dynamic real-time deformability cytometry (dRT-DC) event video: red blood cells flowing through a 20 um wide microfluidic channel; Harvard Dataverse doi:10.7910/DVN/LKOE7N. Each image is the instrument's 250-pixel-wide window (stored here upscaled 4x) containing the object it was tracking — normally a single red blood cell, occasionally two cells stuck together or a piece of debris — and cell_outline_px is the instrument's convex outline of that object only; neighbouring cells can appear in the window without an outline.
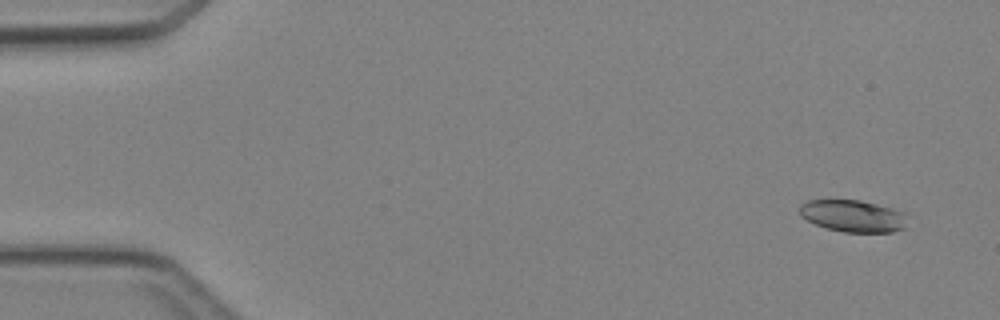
{"species": "Egyptian fruit bat (a non-hibernating species)", "species_latin": "Rousettus aegyptiacus", "temperature_condition": "cold", "stored_images_in_passage": 35, "camera_frame_rate_fps": 3000, "um_per_image_px": 0.085, "animal": {"sex": "female"}, "frame": {"image": 1, "passage_image": 3, "time_ms": 0.667, "image_size_px": [1000, 320], "cell_outline_px": [[908, 228], [892, 232], [844, 232], [828, 228], [816, 224], [800, 216], [800, 204], [808, 200], [860, 200], [892, 208], [904, 212], [908, 216]], "centroid_in_image_um": [72.58, 18.36], "position_along_channel_um": 12.4, "area_um2": 20.29}}
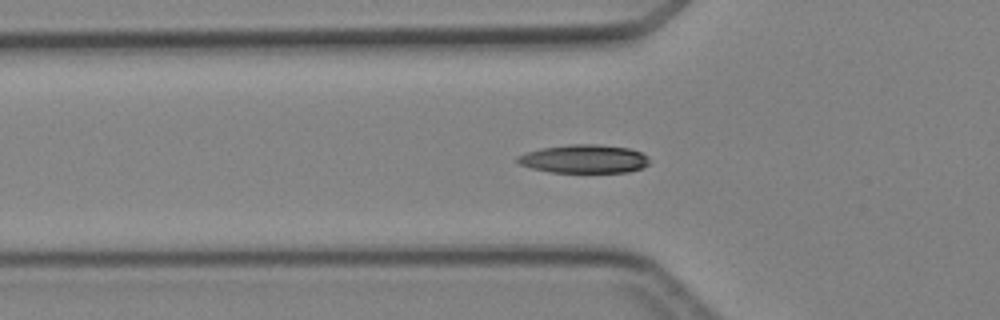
{"frame": {"image": 2, "passage_image": 16, "time_ms": 5.0, "image_size_px": [1000, 320], "cell_outline_px": [[648, 164], [640, 168], [628, 172], [548, 172], [532, 168], [520, 164], [516, 160], [516, 156], [540, 148], [568, 144], [596, 144], [628, 148], [640, 152], [648, 156]], "centroid_in_image_um": [49.62, 13.5], "position_along_channel_um": 76.2, "area_um2": 21.79}}
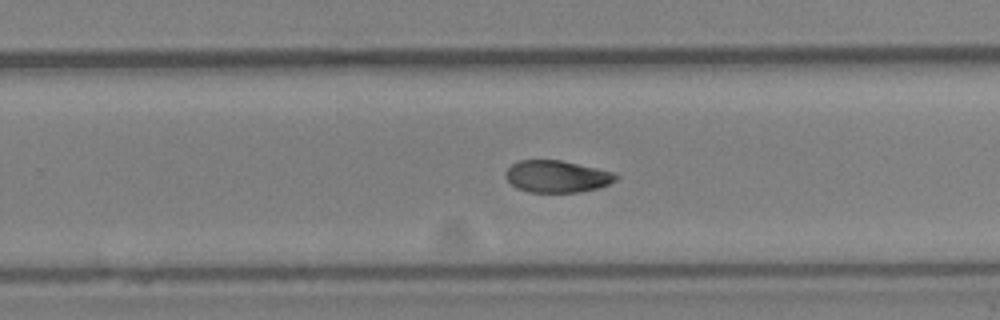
{"frame": {"image": 3, "passage_image": 30, "time_ms": 9.667, "image_size_px": [1000, 320], "cell_outline_px": [[620, 176], [616, 180], [608, 184], [596, 188], [580, 192], [528, 192], [516, 188], [504, 176], [504, 172], [512, 164], [520, 160], [560, 160], [596, 168], [612, 172]], "centroid_in_image_um": [47.31, 15.0], "position_along_channel_um": 282.5, "area_um2": 20.46}}